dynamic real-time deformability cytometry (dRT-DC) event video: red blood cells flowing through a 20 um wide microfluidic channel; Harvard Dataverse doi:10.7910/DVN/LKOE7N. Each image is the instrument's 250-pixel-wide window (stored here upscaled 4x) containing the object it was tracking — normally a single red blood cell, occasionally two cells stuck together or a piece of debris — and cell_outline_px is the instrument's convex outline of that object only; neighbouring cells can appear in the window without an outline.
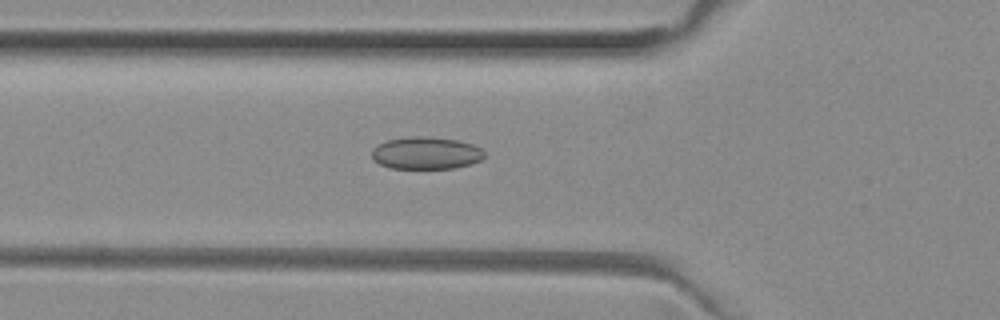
{"species": "common noctule bat (a hibernating species)", "species_latin": "Nyctalus noctula", "temperature_condition": "room temperature", "stored_images_in_passage": 47, "camera_frame_rate_fps": 3000, "um_per_image_px": 0.085, "animal": {"sex": "female", "body_mass_g": 29.2, "forearm_length_mm": 56.3}, "frame": {"image": 1, "passage_image": 18, "time_ms": 5.667, "image_size_px": [1000, 320], "cell_outline_px": [[484, 156], [480, 160], [472, 164], [452, 168], [388, 168], [372, 160], [372, 148], [376, 144], [388, 140], [408, 136], [424, 136], [456, 140], [472, 144], [480, 148], [484, 152]], "centroid_in_image_um": [36.17, 13.01], "position_along_channel_um": 89.6, "area_um2": 21.27}}
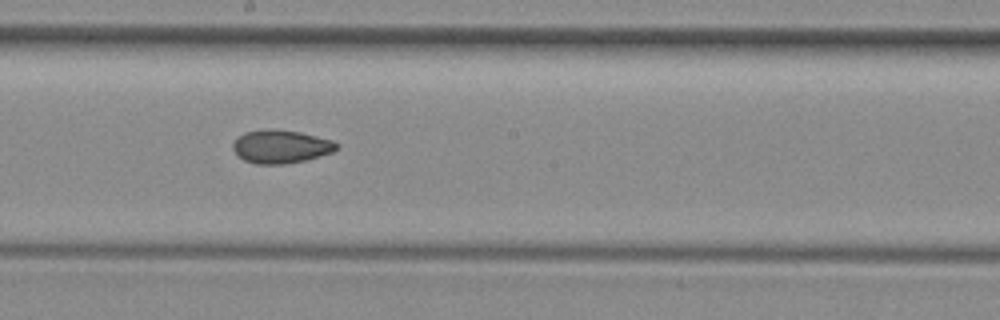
{"frame": {"image": 2, "passage_image": 28, "time_ms": 9.0, "image_size_px": [1000, 320], "cell_outline_px": [[340, 148], [332, 152], [304, 160], [284, 164], [256, 164], [244, 160], [232, 148], [232, 144], [244, 132], [268, 128], [300, 132], [332, 140], [340, 144]], "centroid_in_image_um": [23.89, 12.45], "position_along_channel_um": 224.3, "area_um2": 20.0}}
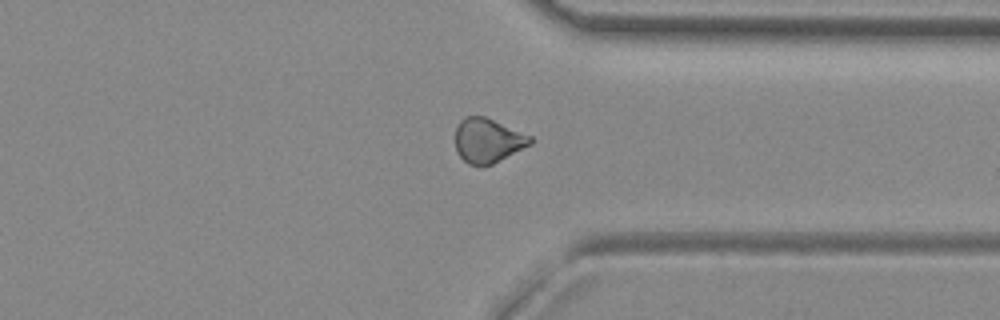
{"frame": {"image": 3, "passage_image": 39, "time_ms": 12.667, "image_size_px": [1000, 320], "cell_outline_px": [[532, 144], [492, 164], [480, 168], [468, 164], [456, 152], [456, 124], [464, 116], [484, 116], [532, 136]], "centroid_in_image_um": [41.44, 11.96], "position_along_channel_um": 370.0, "area_um2": 19.59}, "authors_computed_cell_mechanics": {"area_um2": 19.9988, "velocity_mm_per_s": 4.0328, "shape_relaxation_time_tau1_ms": null, "shape_relaxation_time_tau2_ms": 2.8633, "deformation_change_tau1": null, "deformation_change_tau2": 0.0753}}